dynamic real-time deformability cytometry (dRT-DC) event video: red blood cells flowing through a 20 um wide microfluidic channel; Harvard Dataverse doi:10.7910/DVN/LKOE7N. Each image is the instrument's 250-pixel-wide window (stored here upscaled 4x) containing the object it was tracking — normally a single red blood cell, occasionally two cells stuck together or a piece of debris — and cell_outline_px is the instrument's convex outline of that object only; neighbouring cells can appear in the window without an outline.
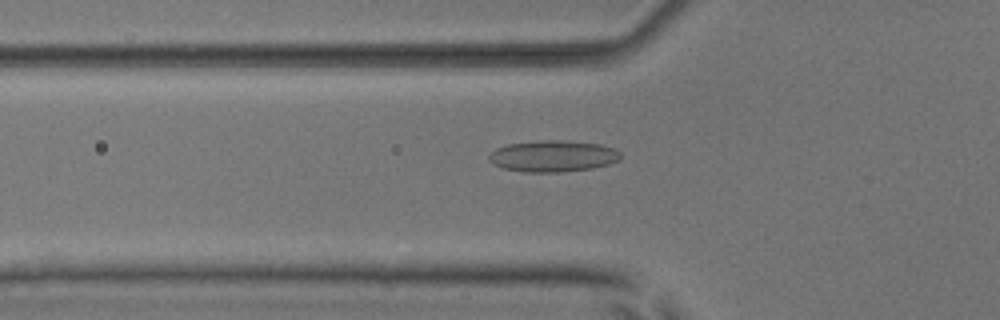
{"species": "common noctule bat (a hibernating species)", "species_latin": "Nyctalus noctula", "temperature_condition": "room temperature", "stored_images_in_passage": 48, "camera_frame_rate_fps": 3000, "um_per_image_px": 0.085, "animal": {"sex": "male", "body_mass_g": 17.9, "forearm_length_mm": 54.2}, "frame": {"image": 1, "passage_image": 14, "time_ms": 4.333, "image_size_px": [1000, 320], "cell_outline_px": [[620, 160], [608, 164], [592, 168], [560, 172], [524, 172], [504, 168], [488, 160], [488, 156], [496, 148], [508, 144], [540, 140], [560, 140], [600, 144], [612, 148], [620, 152]], "centroid_in_image_um": [47.0, 13.27], "position_along_channel_um": 78.8, "area_um2": 23.93}}
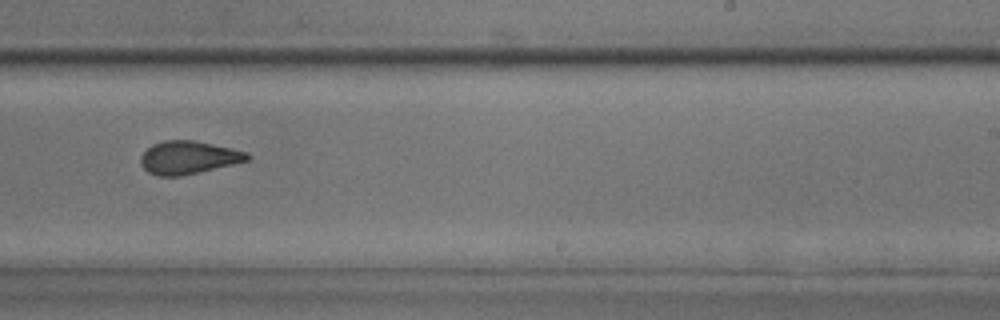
{"frame": {"image": 2, "passage_image": 29, "time_ms": 9.333, "image_size_px": [1000, 320], "cell_outline_px": [[252, 156], [248, 160], [232, 164], [180, 176], [160, 176], [148, 172], [140, 164], [140, 156], [152, 144], [164, 140], [196, 140], [232, 148], [248, 152]], "centroid_in_image_um": [16.01, 13.37], "position_along_channel_um": 273.0, "area_um2": 20.46}}
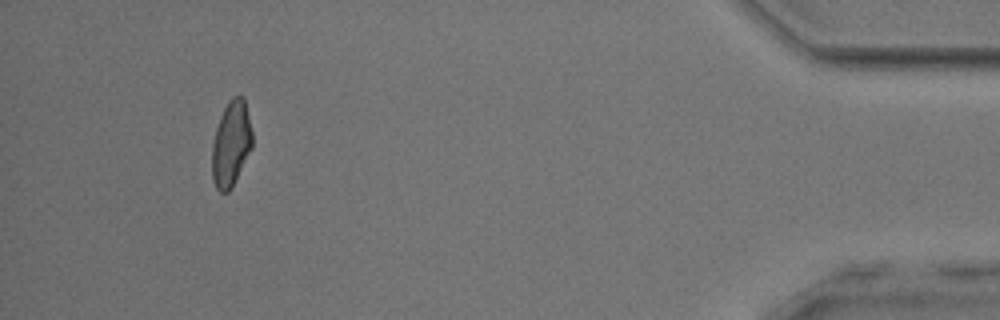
{"frame": {"image": 3, "passage_image": 45, "time_ms": 14.667, "image_size_px": [1000, 320], "cell_outline_px": [[252, 148], [228, 192], [220, 192], [216, 188], [212, 180], [212, 144], [216, 128], [220, 116], [228, 100], [232, 96], [244, 96], [252, 132]], "centroid_in_image_um": [19.63, 12.18], "position_along_channel_um": 415.6, "area_um2": 19.94}, "authors_computed_cell_mechanics": {"area_um2": 21.0103, "velocity_mm_per_s": 3.887, "shape_relaxation_time_tau1_ms": null, "shape_relaxation_time_tau2_ms": 1.9179, "deformation_change_tau1": null, "deformation_change_tau2": 0.09}}